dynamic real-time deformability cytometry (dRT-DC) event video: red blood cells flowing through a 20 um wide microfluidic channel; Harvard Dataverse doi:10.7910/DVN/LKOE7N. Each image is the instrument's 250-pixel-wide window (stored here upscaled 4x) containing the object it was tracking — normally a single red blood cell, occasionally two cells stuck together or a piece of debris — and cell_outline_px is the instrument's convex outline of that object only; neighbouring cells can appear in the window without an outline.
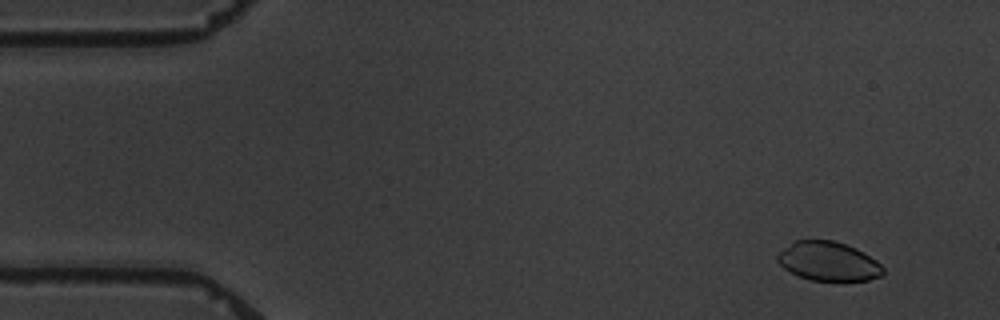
{"species": "common noctule bat (a hibernating species)", "species_latin": "Nyctalus noctula", "temperature_condition": "warm", "stored_images_in_passage": 5, "camera_frame_rate_fps": 3000, "um_per_image_px": 0.085, "animal": {"sex": "male", "body_mass_g": 19.5, "forearm_length_mm": 54.6}, "frame": {"image": 1, "passage_image": 1, "time_ms": 0.0, "image_size_px": [1000, 320], "cell_outline_px": [[884, 272], [880, 276], [868, 280], [808, 280], [784, 268], [776, 260], [776, 256], [780, 252], [796, 240], [832, 240], [856, 248], [876, 260], [884, 268]], "centroid_in_image_um": [70.42, 22.21], "position_along_channel_um": 14.6, "area_um2": 23.7}}